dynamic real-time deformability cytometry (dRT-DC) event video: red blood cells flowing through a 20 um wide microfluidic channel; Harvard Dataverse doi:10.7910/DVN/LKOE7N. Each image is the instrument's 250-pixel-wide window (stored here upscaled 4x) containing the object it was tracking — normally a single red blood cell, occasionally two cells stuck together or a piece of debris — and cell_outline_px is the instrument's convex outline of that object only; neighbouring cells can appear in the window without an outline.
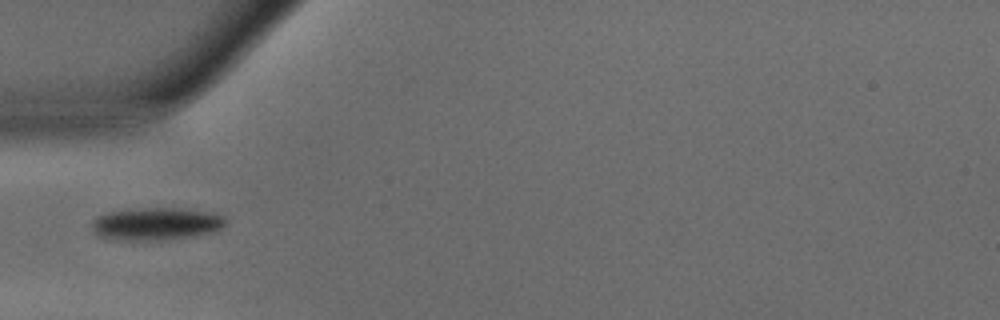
{"species": "common noctule bat (a hibernating species)", "species_latin": "Nyctalus noctula", "temperature_condition": "warm", "stored_images_in_passage": 33, "camera_frame_rate_fps": 3000, "um_per_image_px": 0.085, "animal": {"sex": "male", "body_mass_g": 15.6}, "frame": {"image": 1, "passage_image": 1, "time_ms": 0.0, "image_size_px": [1000, 320], "cell_outline_px": [[228, 220], [220, 228], [212, 232], [192, 236], [156, 240], [116, 240], [100, 236], [92, 228], [92, 224], [96, 216], [108, 212], [136, 208], [180, 208], [216, 212], [224, 216]], "centroid_in_image_um": [13.3, 19.01], "position_along_channel_um": 71.7, "area_um2": 25.43}}
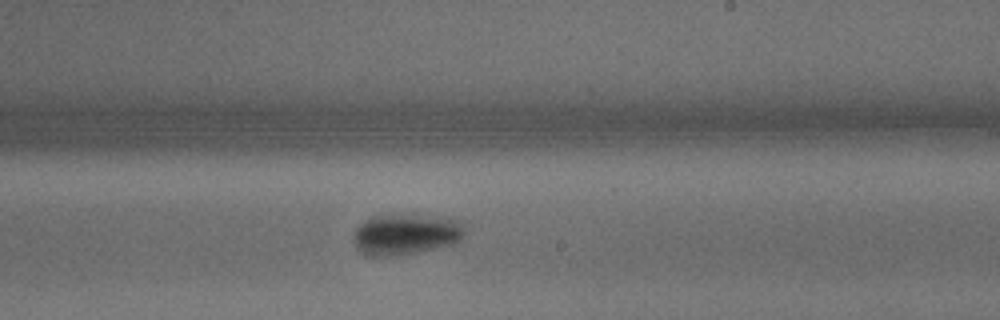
{"frame": {"image": 2, "passage_image": 14, "time_ms": 4.333, "image_size_px": [1000, 320], "cell_outline_px": [[464, 236], [460, 240], [452, 244], [436, 248], [400, 256], [372, 256], [356, 248], [352, 236], [356, 228], [364, 220], [372, 216], [416, 212], [444, 216], [460, 220], [464, 224]], "centroid_in_image_um": [34.53, 19.86], "position_along_channel_um": 254.5, "area_um2": 27.57}}
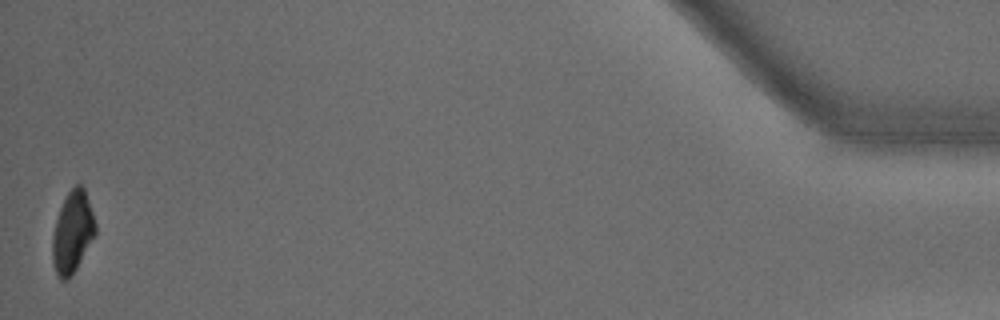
{"frame": {"image": 3, "passage_image": 33, "time_ms": 10.667, "image_size_px": [1000, 320], "cell_outline_px": [[96, 232], [72, 276], [68, 280], [60, 280], [56, 276], [52, 260], [52, 236], [56, 220], [60, 208], [68, 192], [76, 184], [80, 184], [84, 188], [96, 224]], "centroid_in_image_um": [6.14, 19.78], "position_along_channel_um": 429.1, "area_um2": 20.29}, "authors_computed_cell_mechanics": {"area_um2": 24.1604, "velocity_mm_per_s": 4.1988, "shape_relaxation_time_tau1_ms": 1.8869, "shape_relaxation_time_tau2_ms": null, "deformation_change_tau1": 0.1138, "deformation_change_tau2": null}}